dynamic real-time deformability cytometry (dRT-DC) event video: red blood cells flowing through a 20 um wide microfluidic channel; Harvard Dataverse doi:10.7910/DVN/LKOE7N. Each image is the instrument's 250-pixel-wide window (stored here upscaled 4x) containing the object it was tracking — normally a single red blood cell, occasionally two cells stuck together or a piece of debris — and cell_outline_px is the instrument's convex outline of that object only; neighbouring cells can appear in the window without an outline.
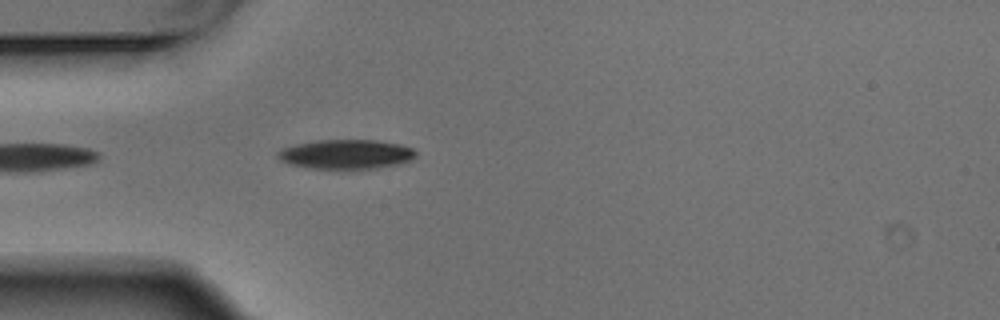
{"species": "Egyptian fruit bat (a non-hibernating species)", "species_latin": "Rousettus aegyptiacus", "temperature_condition": "warm", "stored_images_in_passage": 2, "camera_frame_rate_fps": 3000, "um_per_image_px": 0.085, "animal": {"sex": "male"}, "frame": {"image": 1, "passage_image": 2, "time_ms": 0.333, "image_size_px": [1000, 320], "cell_outline_px": [[416, 156], [412, 160], [396, 164], [376, 168], [308, 168], [288, 164], [280, 160], [276, 156], [276, 152], [284, 148], [296, 144], [316, 140], [376, 140], [400, 144], [412, 148], [416, 152]], "centroid_in_image_um": [29.4, 13.1], "position_along_channel_um": 55.6, "area_um2": 23.58}}